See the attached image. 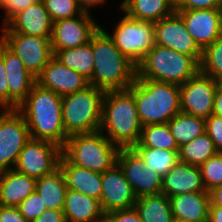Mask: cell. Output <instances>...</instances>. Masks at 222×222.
<instances>
[{"instance_id":"cell-1","label":"cell","mask_w":222,"mask_h":222,"mask_svg":"<svg viewBox=\"0 0 222 222\" xmlns=\"http://www.w3.org/2000/svg\"><path fill=\"white\" fill-rule=\"evenodd\" d=\"M17 110L24 117L31 138L64 147L68 135L62 120L61 96L36 83Z\"/></svg>"},{"instance_id":"cell-2","label":"cell","mask_w":222,"mask_h":222,"mask_svg":"<svg viewBox=\"0 0 222 222\" xmlns=\"http://www.w3.org/2000/svg\"><path fill=\"white\" fill-rule=\"evenodd\" d=\"M94 67L89 85L107 90H125L135 81L137 66L114 45L102 27L92 36Z\"/></svg>"},{"instance_id":"cell-3","label":"cell","mask_w":222,"mask_h":222,"mask_svg":"<svg viewBox=\"0 0 222 222\" xmlns=\"http://www.w3.org/2000/svg\"><path fill=\"white\" fill-rule=\"evenodd\" d=\"M100 131L119 148H131L140 138L142 124L129 89L105 91Z\"/></svg>"},{"instance_id":"cell-4","label":"cell","mask_w":222,"mask_h":222,"mask_svg":"<svg viewBox=\"0 0 222 222\" xmlns=\"http://www.w3.org/2000/svg\"><path fill=\"white\" fill-rule=\"evenodd\" d=\"M128 89L134 95L142 126L167 123L181 111L180 85L135 79Z\"/></svg>"},{"instance_id":"cell-5","label":"cell","mask_w":222,"mask_h":222,"mask_svg":"<svg viewBox=\"0 0 222 222\" xmlns=\"http://www.w3.org/2000/svg\"><path fill=\"white\" fill-rule=\"evenodd\" d=\"M198 71L199 64L191 56L155 44L137 65L136 79L182 85Z\"/></svg>"},{"instance_id":"cell-6","label":"cell","mask_w":222,"mask_h":222,"mask_svg":"<svg viewBox=\"0 0 222 222\" xmlns=\"http://www.w3.org/2000/svg\"><path fill=\"white\" fill-rule=\"evenodd\" d=\"M119 149L98 130L68 136L62 154L76 166L103 173L117 163Z\"/></svg>"},{"instance_id":"cell-7","label":"cell","mask_w":222,"mask_h":222,"mask_svg":"<svg viewBox=\"0 0 222 222\" xmlns=\"http://www.w3.org/2000/svg\"><path fill=\"white\" fill-rule=\"evenodd\" d=\"M105 91L92 85L62 97V120L68 136L100 129Z\"/></svg>"},{"instance_id":"cell-8","label":"cell","mask_w":222,"mask_h":222,"mask_svg":"<svg viewBox=\"0 0 222 222\" xmlns=\"http://www.w3.org/2000/svg\"><path fill=\"white\" fill-rule=\"evenodd\" d=\"M114 45L136 66L154 47V23L133 19L124 14L113 34L107 33Z\"/></svg>"},{"instance_id":"cell-9","label":"cell","mask_w":222,"mask_h":222,"mask_svg":"<svg viewBox=\"0 0 222 222\" xmlns=\"http://www.w3.org/2000/svg\"><path fill=\"white\" fill-rule=\"evenodd\" d=\"M30 138L27 123L17 109L0 111V171L15 168L20 152Z\"/></svg>"},{"instance_id":"cell-10","label":"cell","mask_w":222,"mask_h":222,"mask_svg":"<svg viewBox=\"0 0 222 222\" xmlns=\"http://www.w3.org/2000/svg\"><path fill=\"white\" fill-rule=\"evenodd\" d=\"M50 38L15 32H2L0 35V40L19 57L35 77L54 56Z\"/></svg>"},{"instance_id":"cell-11","label":"cell","mask_w":222,"mask_h":222,"mask_svg":"<svg viewBox=\"0 0 222 222\" xmlns=\"http://www.w3.org/2000/svg\"><path fill=\"white\" fill-rule=\"evenodd\" d=\"M62 148L40 139L30 138L20 152L15 170L33 178H41L59 167Z\"/></svg>"},{"instance_id":"cell-12","label":"cell","mask_w":222,"mask_h":222,"mask_svg":"<svg viewBox=\"0 0 222 222\" xmlns=\"http://www.w3.org/2000/svg\"><path fill=\"white\" fill-rule=\"evenodd\" d=\"M117 164L137 198L161 193L162 177L150 166H145L143 159L132 147L119 149Z\"/></svg>"},{"instance_id":"cell-13","label":"cell","mask_w":222,"mask_h":222,"mask_svg":"<svg viewBox=\"0 0 222 222\" xmlns=\"http://www.w3.org/2000/svg\"><path fill=\"white\" fill-rule=\"evenodd\" d=\"M95 20L90 13L83 12L76 17L54 22L50 38L53 53L89 43L101 27Z\"/></svg>"},{"instance_id":"cell-14","label":"cell","mask_w":222,"mask_h":222,"mask_svg":"<svg viewBox=\"0 0 222 222\" xmlns=\"http://www.w3.org/2000/svg\"><path fill=\"white\" fill-rule=\"evenodd\" d=\"M216 81L200 71L180 85L181 112L208 118L213 112Z\"/></svg>"},{"instance_id":"cell-15","label":"cell","mask_w":222,"mask_h":222,"mask_svg":"<svg viewBox=\"0 0 222 222\" xmlns=\"http://www.w3.org/2000/svg\"><path fill=\"white\" fill-rule=\"evenodd\" d=\"M154 38L156 45L191 56L198 64L200 63L202 49L192 38L183 19L176 12L154 23Z\"/></svg>"},{"instance_id":"cell-16","label":"cell","mask_w":222,"mask_h":222,"mask_svg":"<svg viewBox=\"0 0 222 222\" xmlns=\"http://www.w3.org/2000/svg\"><path fill=\"white\" fill-rule=\"evenodd\" d=\"M101 181L102 194L99 202L104 214L134 207L137 197L117 163L101 173Z\"/></svg>"},{"instance_id":"cell-17","label":"cell","mask_w":222,"mask_h":222,"mask_svg":"<svg viewBox=\"0 0 222 222\" xmlns=\"http://www.w3.org/2000/svg\"><path fill=\"white\" fill-rule=\"evenodd\" d=\"M0 56L3 58L7 75L9 109H17L36 84V77L26 69L19 57L1 40Z\"/></svg>"},{"instance_id":"cell-18","label":"cell","mask_w":222,"mask_h":222,"mask_svg":"<svg viewBox=\"0 0 222 222\" xmlns=\"http://www.w3.org/2000/svg\"><path fill=\"white\" fill-rule=\"evenodd\" d=\"M36 83L61 97L83 90L89 85L87 78L63 65L55 56L36 77Z\"/></svg>"},{"instance_id":"cell-19","label":"cell","mask_w":222,"mask_h":222,"mask_svg":"<svg viewBox=\"0 0 222 222\" xmlns=\"http://www.w3.org/2000/svg\"><path fill=\"white\" fill-rule=\"evenodd\" d=\"M176 13L202 50L222 34L219 9L176 10Z\"/></svg>"},{"instance_id":"cell-20","label":"cell","mask_w":222,"mask_h":222,"mask_svg":"<svg viewBox=\"0 0 222 222\" xmlns=\"http://www.w3.org/2000/svg\"><path fill=\"white\" fill-rule=\"evenodd\" d=\"M53 22L41 0L29 8L17 13L6 25L0 27L2 32H15L25 35L51 37Z\"/></svg>"},{"instance_id":"cell-21","label":"cell","mask_w":222,"mask_h":222,"mask_svg":"<svg viewBox=\"0 0 222 222\" xmlns=\"http://www.w3.org/2000/svg\"><path fill=\"white\" fill-rule=\"evenodd\" d=\"M196 191H206L199 166L179 161L162 178L161 193L168 198Z\"/></svg>"},{"instance_id":"cell-22","label":"cell","mask_w":222,"mask_h":222,"mask_svg":"<svg viewBox=\"0 0 222 222\" xmlns=\"http://www.w3.org/2000/svg\"><path fill=\"white\" fill-rule=\"evenodd\" d=\"M173 219L186 222H208V191L183 193L169 197Z\"/></svg>"},{"instance_id":"cell-23","label":"cell","mask_w":222,"mask_h":222,"mask_svg":"<svg viewBox=\"0 0 222 222\" xmlns=\"http://www.w3.org/2000/svg\"><path fill=\"white\" fill-rule=\"evenodd\" d=\"M59 167L65 176L67 189L80 192L100 201L102 194L101 173L72 164L63 154Z\"/></svg>"},{"instance_id":"cell-24","label":"cell","mask_w":222,"mask_h":222,"mask_svg":"<svg viewBox=\"0 0 222 222\" xmlns=\"http://www.w3.org/2000/svg\"><path fill=\"white\" fill-rule=\"evenodd\" d=\"M36 190V178L15 169L0 171V205L18 207Z\"/></svg>"},{"instance_id":"cell-25","label":"cell","mask_w":222,"mask_h":222,"mask_svg":"<svg viewBox=\"0 0 222 222\" xmlns=\"http://www.w3.org/2000/svg\"><path fill=\"white\" fill-rule=\"evenodd\" d=\"M63 213L66 222H104L99 200L67 189Z\"/></svg>"},{"instance_id":"cell-26","label":"cell","mask_w":222,"mask_h":222,"mask_svg":"<svg viewBox=\"0 0 222 222\" xmlns=\"http://www.w3.org/2000/svg\"><path fill=\"white\" fill-rule=\"evenodd\" d=\"M120 4V9L128 17L153 23L176 12L169 0H123Z\"/></svg>"},{"instance_id":"cell-27","label":"cell","mask_w":222,"mask_h":222,"mask_svg":"<svg viewBox=\"0 0 222 222\" xmlns=\"http://www.w3.org/2000/svg\"><path fill=\"white\" fill-rule=\"evenodd\" d=\"M36 191L47 209L62 210L67 192L65 176L60 167L36 179Z\"/></svg>"},{"instance_id":"cell-28","label":"cell","mask_w":222,"mask_h":222,"mask_svg":"<svg viewBox=\"0 0 222 222\" xmlns=\"http://www.w3.org/2000/svg\"><path fill=\"white\" fill-rule=\"evenodd\" d=\"M134 208L142 222H172L170 199L165 194L138 197Z\"/></svg>"},{"instance_id":"cell-29","label":"cell","mask_w":222,"mask_h":222,"mask_svg":"<svg viewBox=\"0 0 222 222\" xmlns=\"http://www.w3.org/2000/svg\"><path fill=\"white\" fill-rule=\"evenodd\" d=\"M167 124L178 147L187 144L205 132V119L181 111L172 117Z\"/></svg>"},{"instance_id":"cell-30","label":"cell","mask_w":222,"mask_h":222,"mask_svg":"<svg viewBox=\"0 0 222 222\" xmlns=\"http://www.w3.org/2000/svg\"><path fill=\"white\" fill-rule=\"evenodd\" d=\"M54 56L66 67L82 74L88 80L91 78L94 67V56L90 42L79 47L59 50Z\"/></svg>"},{"instance_id":"cell-31","label":"cell","mask_w":222,"mask_h":222,"mask_svg":"<svg viewBox=\"0 0 222 222\" xmlns=\"http://www.w3.org/2000/svg\"><path fill=\"white\" fill-rule=\"evenodd\" d=\"M217 153L214 142L206 132L179 147L178 151L179 161L193 166H200Z\"/></svg>"},{"instance_id":"cell-32","label":"cell","mask_w":222,"mask_h":222,"mask_svg":"<svg viewBox=\"0 0 222 222\" xmlns=\"http://www.w3.org/2000/svg\"><path fill=\"white\" fill-rule=\"evenodd\" d=\"M133 147L179 150L167 123L142 126L139 141Z\"/></svg>"},{"instance_id":"cell-33","label":"cell","mask_w":222,"mask_h":222,"mask_svg":"<svg viewBox=\"0 0 222 222\" xmlns=\"http://www.w3.org/2000/svg\"><path fill=\"white\" fill-rule=\"evenodd\" d=\"M143 159L145 166H150L162 178L179 162V150H167L148 147H132Z\"/></svg>"},{"instance_id":"cell-34","label":"cell","mask_w":222,"mask_h":222,"mask_svg":"<svg viewBox=\"0 0 222 222\" xmlns=\"http://www.w3.org/2000/svg\"><path fill=\"white\" fill-rule=\"evenodd\" d=\"M199 71L214 80L222 75V34L202 50Z\"/></svg>"},{"instance_id":"cell-35","label":"cell","mask_w":222,"mask_h":222,"mask_svg":"<svg viewBox=\"0 0 222 222\" xmlns=\"http://www.w3.org/2000/svg\"><path fill=\"white\" fill-rule=\"evenodd\" d=\"M52 22L81 15L83 10L77 0H41Z\"/></svg>"},{"instance_id":"cell-36","label":"cell","mask_w":222,"mask_h":222,"mask_svg":"<svg viewBox=\"0 0 222 222\" xmlns=\"http://www.w3.org/2000/svg\"><path fill=\"white\" fill-rule=\"evenodd\" d=\"M199 169L206 191L222 185V152L208 158Z\"/></svg>"},{"instance_id":"cell-37","label":"cell","mask_w":222,"mask_h":222,"mask_svg":"<svg viewBox=\"0 0 222 222\" xmlns=\"http://www.w3.org/2000/svg\"><path fill=\"white\" fill-rule=\"evenodd\" d=\"M18 209L29 222H32L38 218L47 209V207L42 201L41 196L35 190L21 202Z\"/></svg>"},{"instance_id":"cell-38","label":"cell","mask_w":222,"mask_h":222,"mask_svg":"<svg viewBox=\"0 0 222 222\" xmlns=\"http://www.w3.org/2000/svg\"><path fill=\"white\" fill-rule=\"evenodd\" d=\"M38 0H0V8L4 11V22L6 25L17 13L29 8L31 5L36 3Z\"/></svg>"},{"instance_id":"cell-39","label":"cell","mask_w":222,"mask_h":222,"mask_svg":"<svg viewBox=\"0 0 222 222\" xmlns=\"http://www.w3.org/2000/svg\"><path fill=\"white\" fill-rule=\"evenodd\" d=\"M205 132L214 142L218 152H222V117L212 114L206 118Z\"/></svg>"},{"instance_id":"cell-40","label":"cell","mask_w":222,"mask_h":222,"mask_svg":"<svg viewBox=\"0 0 222 222\" xmlns=\"http://www.w3.org/2000/svg\"><path fill=\"white\" fill-rule=\"evenodd\" d=\"M104 222H142V220L137 210L133 207L105 214Z\"/></svg>"},{"instance_id":"cell-41","label":"cell","mask_w":222,"mask_h":222,"mask_svg":"<svg viewBox=\"0 0 222 222\" xmlns=\"http://www.w3.org/2000/svg\"><path fill=\"white\" fill-rule=\"evenodd\" d=\"M222 0H180L175 10L219 9Z\"/></svg>"},{"instance_id":"cell-42","label":"cell","mask_w":222,"mask_h":222,"mask_svg":"<svg viewBox=\"0 0 222 222\" xmlns=\"http://www.w3.org/2000/svg\"><path fill=\"white\" fill-rule=\"evenodd\" d=\"M0 107L9 109V89L3 58L0 56Z\"/></svg>"},{"instance_id":"cell-43","label":"cell","mask_w":222,"mask_h":222,"mask_svg":"<svg viewBox=\"0 0 222 222\" xmlns=\"http://www.w3.org/2000/svg\"><path fill=\"white\" fill-rule=\"evenodd\" d=\"M0 222H29L18 207L0 205Z\"/></svg>"},{"instance_id":"cell-44","label":"cell","mask_w":222,"mask_h":222,"mask_svg":"<svg viewBox=\"0 0 222 222\" xmlns=\"http://www.w3.org/2000/svg\"><path fill=\"white\" fill-rule=\"evenodd\" d=\"M32 222H66L62 210L46 209Z\"/></svg>"},{"instance_id":"cell-45","label":"cell","mask_w":222,"mask_h":222,"mask_svg":"<svg viewBox=\"0 0 222 222\" xmlns=\"http://www.w3.org/2000/svg\"><path fill=\"white\" fill-rule=\"evenodd\" d=\"M209 192L210 205L222 207V185L213 187Z\"/></svg>"},{"instance_id":"cell-46","label":"cell","mask_w":222,"mask_h":222,"mask_svg":"<svg viewBox=\"0 0 222 222\" xmlns=\"http://www.w3.org/2000/svg\"><path fill=\"white\" fill-rule=\"evenodd\" d=\"M212 114L222 117V91L218 88L216 89L214 94Z\"/></svg>"},{"instance_id":"cell-47","label":"cell","mask_w":222,"mask_h":222,"mask_svg":"<svg viewBox=\"0 0 222 222\" xmlns=\"http://www.w3.org/2000/svg\"><path fill=\"white\" fill-rule=\"evenodd\" d=\"M106 1L107 0H77V3L83 12L91 13L90 7H96L105 4Z\"/></svg>"},{"instance_id":"cell-48","label":"cell","mask_w":222,"mask_h":222,"mask_svg":"<svg viewBox=\"0 0 222 222\" xmlns=\"http://www.w3.org/2000/svg\"><path fill=\"white\" fill-rule=\"evenodd\" d=\"M208 222H222V207L209 206Z\"/></svg>"},{"instance_id":"cell-49","label":"cell","mask_w":222,"mask_h":222,"mask_svg":"<svg viewBox=\"0 0 222 222\" xmlns=\"http://www.w3.org/2000/svg\"><path fill=\"white\" fill-rule=\"evenodd\" d=\"M217 88L222 91V75L215 79Z\"/></svg>"},{"instance_id":"cell-50","label":"cell","mask_w":222,"mask_h":222,"mask_svg":"<svg viewBox=\"0 0 222 222\" xmlns=\"http://www.w3.org/2000/svg\"><path fill=\"white\" fill-rule=\"evenodd\" d=\"M175 6L180 0H169Z\"/></svg>"},{"instance_id":"cell-51","label":"cell","mask_w":222,"mask_h":222,"mask_svg":"<svg viewBox=\"0 0 222 222\" xmlns=\"http://www.w3.org/2000/svg\"><path fill=\"white\" fill-rule=\"evenodd\" d=\"M219 10H220V14H221V25H222V2H221V4H220Z\"/></svg>"},{"instance_id":"cell-52","label":"cell","mask_w":222,"mask_h":222,"mask_svg":"<svg viewBox=\"0 0 222 222\" xmlns=\"http://www.w3.org/2000/svg\"><path fill=\"white\" fill-rule=\"evenodd\" d=\"M172 222H186V221H180V220H177V219H173Z\"/></svg>"}]
</instances>
